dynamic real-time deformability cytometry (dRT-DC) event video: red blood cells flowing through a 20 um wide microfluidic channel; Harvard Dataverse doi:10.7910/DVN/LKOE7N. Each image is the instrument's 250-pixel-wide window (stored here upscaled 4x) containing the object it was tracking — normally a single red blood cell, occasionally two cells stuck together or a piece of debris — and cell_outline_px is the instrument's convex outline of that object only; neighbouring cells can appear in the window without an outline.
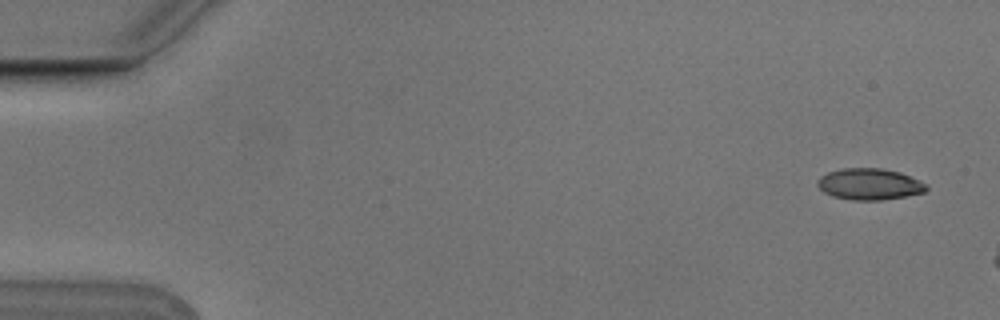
{"species": "Egyptian fruit bat (a non-hibernating species)", "species_latin": "Rousettus aegyptiacus", "temperature_condition": "cold", "stored_images_in_passage": 3, "camera_frame_rate_fps": 3000, "um_per_image_px": 0.085, "animal": {"sex": "male"}, "frame": {"image": 1, "passage_image": 1, "time_ms": 0.0, "image_size_px": [1000, 320], "cell_outline_px": [[928, 188], [924, 192], [904, 196], [880, 200], [852, 200], [832, 196], [824, 192], [816, 184], [816, 180], [820, 176], [828, 172], [844, 168], [880, 168], [900, 172], [928, 184]], "centroid_in_image_um": [73.88, 15.65], "position_along_channel_um": 11.1, "area_um2": 19.88}}